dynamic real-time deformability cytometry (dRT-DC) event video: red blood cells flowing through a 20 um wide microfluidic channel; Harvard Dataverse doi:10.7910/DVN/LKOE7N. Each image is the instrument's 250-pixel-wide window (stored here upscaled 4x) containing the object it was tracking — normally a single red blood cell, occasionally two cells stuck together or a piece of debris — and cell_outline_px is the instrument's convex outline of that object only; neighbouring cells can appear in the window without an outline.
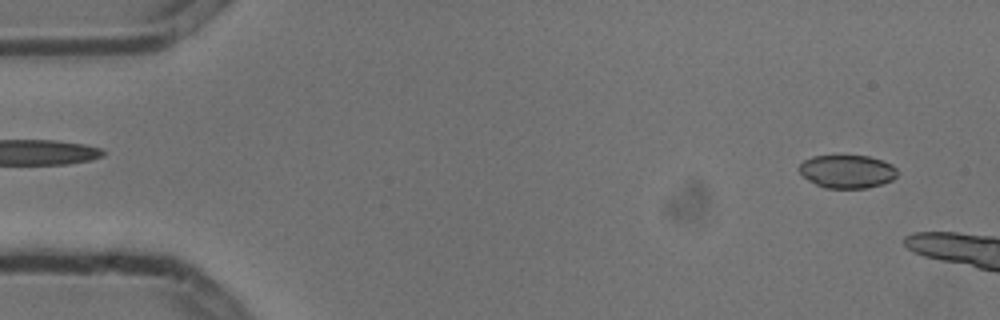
{"species": "common noctule bat (a hibernating species)", "species_latin": "Nyctalus noctula", "temperature_condition": "cold", "stored_images_in_passage": 4, "camera_frame_rate_fps": 3000, "um_per_image_px": 0.085, "animal": {"sex": "male", "body_mass_g": 13.3}, "frame": {"image": 1, "passage_image": 4, "time_ms": 1.0, "image_size_px": [1000, 320], "cell_outline_px": [[896, 176], [892, 180], [868, 188], [824, 188], [808, 180], [800, 172], [800, 164], [804, 160], [812, 156], [868, 156], [892, 164], [896, 168]], "centroid_in_image_um": [72.0, 14.58], "position_along_channel_um": 13.0, "area_um2": 18.79}}